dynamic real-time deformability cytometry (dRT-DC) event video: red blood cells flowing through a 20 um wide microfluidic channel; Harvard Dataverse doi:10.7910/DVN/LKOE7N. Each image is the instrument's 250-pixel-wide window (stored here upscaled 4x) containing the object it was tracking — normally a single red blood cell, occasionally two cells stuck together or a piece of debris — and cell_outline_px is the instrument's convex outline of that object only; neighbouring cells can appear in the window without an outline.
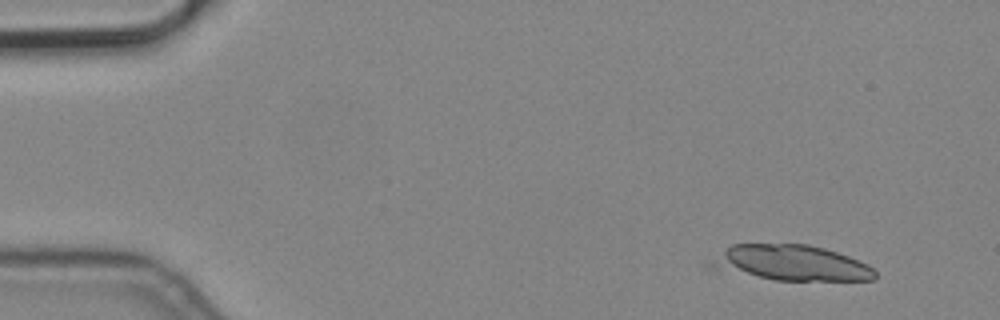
{"species": "common noctule bat (a hibernating species)", "species_latin": "Nyctalus noctula", "temperature_condition": "cold", "stored_images_in_passage": 3, "camera_frame_rate_fps": 3000, "um_per_image_px": 0.085, "animal": {"sex": "male", "body_mass_g": 19.2, "forearm_length_mm": 51.8}, "frame": {"image": 1, "passage_image": 3, "time_ms": 0.667, "image_size_px": [1000, 320], "cell_outline_px": [[876, 280], [776, 280], [712, 268], [704, 264], [732, 244], [808, 244], [824, 248], [848, 256], [868, 264], [876, 272]], "centroid_in_image_um": [67.23, 22.34], "position_along_channel_um": 17.8, "area_um2": 33.81}}